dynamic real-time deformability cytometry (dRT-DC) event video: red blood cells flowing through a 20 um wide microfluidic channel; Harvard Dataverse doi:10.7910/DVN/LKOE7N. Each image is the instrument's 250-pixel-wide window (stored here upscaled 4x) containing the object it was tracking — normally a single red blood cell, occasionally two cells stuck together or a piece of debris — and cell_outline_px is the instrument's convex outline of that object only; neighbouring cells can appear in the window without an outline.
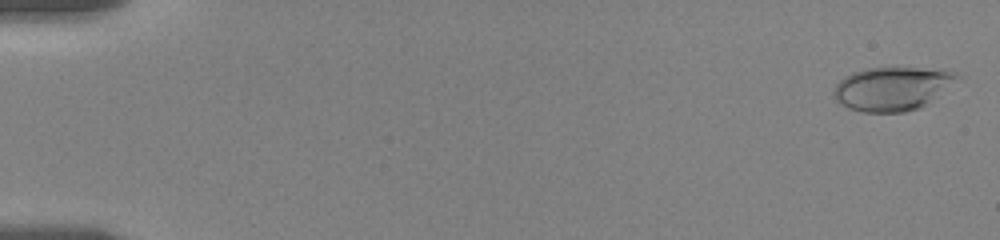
{"species": "human", "species_latin": "Homo sapiens", "temperature_condition": "room temperature", "stored_images_in_passage": 29, "camera_frame_rate_fps": 3000, "um_per_image_px": 0.085, "donor": {"sex": "female"}, "frame": {"image": 1, "passage_image": 2, "time_ms": 0.333, "image_size_px": [1000, 240], "cell_outline_px": [[960, 76], [920, 108], [904, 112], [864, 112], [848, 108], [836, 100], [832, 92], [836, 84], [844, 76], [852, 72], [868, 68], [916, 68], [956, 72]], "centroid_in_image_um": [75.75, 7.54], "position_along_channel_um": 9.3, "area_um2": 30.69}}
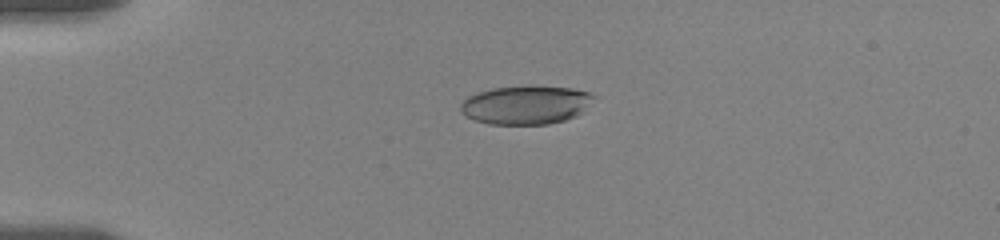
{"frame": {"image": 2, "passage_image": 18, "time_ms": 4.667, "image_size_px": [1000, 240], "cell_outline_px": [[596, 96], [576, 116], [564, 120], [548, 124], [488, 124], [476, 120], [468, 116], [460, 108], [460, 104], [468, 96], [476, 92], [492, 88], [572, 88], [588, 92]], "centroid_in_image_um": [44.67, 8.94], "position_along_channel_um": 40.3, "area_um2": 28.96}}
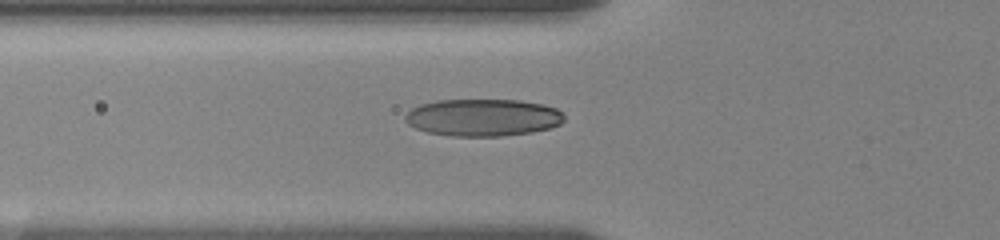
{"frame": {"image": 3, "passage_image": 27, "time_ms": 7.0, "image_size_px": [1000, 240], "cell_outline_px": [[564, 120], [560, 124], [552, 128], [532, 132], [500, 136], [452, 136], [428, 132], [416, 128], [408, 124], [404, 120], [404, 116], [412, 108], [420, 104], [436, 100], [520, 100], [540, 104], [556, 108], [564, 112]], "centroid_in_image_um": [41.06, 9.99], "position_along_channel_um": 84.7, "area_um2": 34.62}}